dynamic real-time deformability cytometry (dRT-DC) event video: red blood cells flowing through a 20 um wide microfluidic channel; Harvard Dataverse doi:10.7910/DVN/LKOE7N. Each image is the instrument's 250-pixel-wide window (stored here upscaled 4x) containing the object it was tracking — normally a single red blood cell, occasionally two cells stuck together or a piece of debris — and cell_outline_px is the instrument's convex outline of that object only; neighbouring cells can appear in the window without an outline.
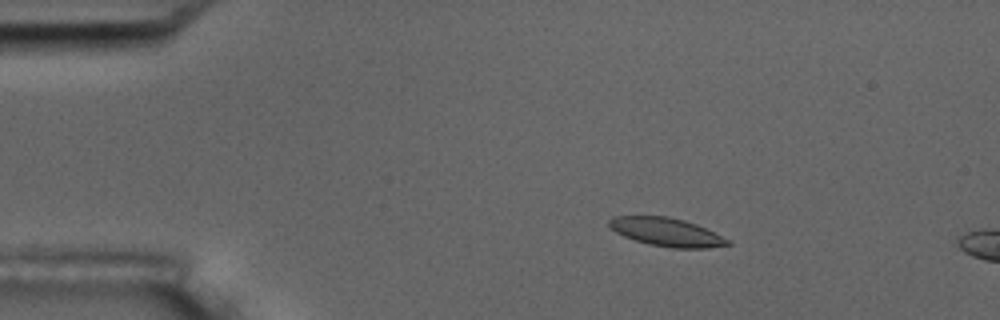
{"species": "common noctule bat (a hibernating species)", "species_latin": "Nyctalus noctula", "temperature_condition": "room temperature", "stored_images_in_passage": 5, "camera_frame_rate_fps": 3000, "um_per_image_px": 0.085, "animal": {"sex": "male", "body_mass_g": 17.5, "forearm_length_mm": 52.3}, "frame": {"image": 1, "passage_image": 3, "time_ms": 2.333, "image_size_px": [1000, 320], "cell_outline_px": [[732, 244], [708, 248], [672, 248], [648, 244], [624, 236], [608, 228], [608, 220], [612, 216], [668, 216], [684, 220], [696, 224], [732, 240]], "centroid_in_image_um": [56.66, 19.72], "position_along_channel_um": 28.3, "area_um2": 19.77}}